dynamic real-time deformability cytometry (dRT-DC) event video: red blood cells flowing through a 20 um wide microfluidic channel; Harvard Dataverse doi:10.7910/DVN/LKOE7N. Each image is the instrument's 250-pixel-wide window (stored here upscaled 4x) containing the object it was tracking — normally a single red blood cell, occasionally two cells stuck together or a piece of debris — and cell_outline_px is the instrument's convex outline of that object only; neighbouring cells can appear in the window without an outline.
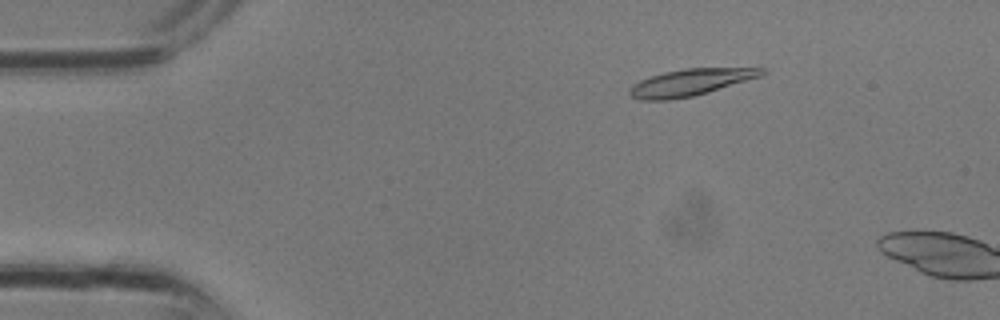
{"species": "common noctule bat (a hibernating species)", "species_latin": "Nyctalus noctula", "temperature_condition": "room temperature", "stored_images_in_passage": 6, "camera_frame_rate_fps": 3000, "um_per_image_px": 0.085, "animal": {"sex": "male", "body_mass_g": 13.3}, "frame": {"image": 1, "passage_image": 4, "time_ms": 1.0, "image_size_px": [1000, 320], "cell_outline_px": [[764, 72], [760, 76], [708, 92], [692, 96], [668, 100], [640, 100], [628, 96], [628, 88], [632, 84], [640, 80], [664, 72], [684, 68], [764, 68]], "centroid_in_image_um": [58.59, 7.01], "position_along_channel_um": 26.4, "area_um2": 20.46}}